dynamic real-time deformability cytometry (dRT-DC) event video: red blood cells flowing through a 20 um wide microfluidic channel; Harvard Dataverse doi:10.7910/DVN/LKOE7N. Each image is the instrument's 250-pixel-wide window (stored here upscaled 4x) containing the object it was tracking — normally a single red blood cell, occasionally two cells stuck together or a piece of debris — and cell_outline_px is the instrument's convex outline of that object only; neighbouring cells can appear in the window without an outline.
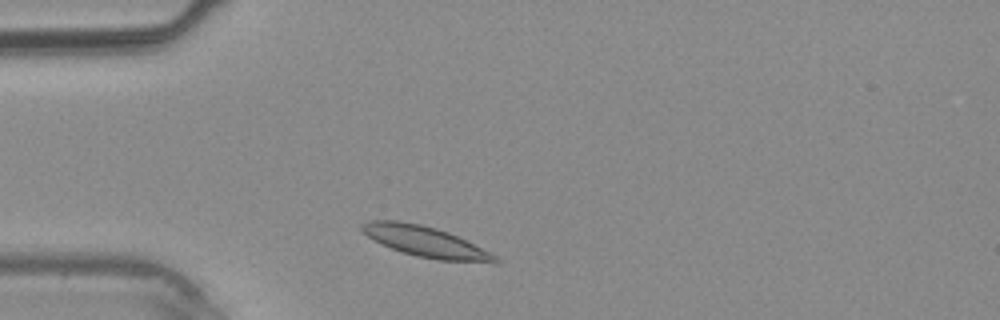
{"species": "common noctule bat (a hibernating species)", "species_latin": "Nyctalus noctula", "temperature_condition": "warm", "stored_images_in_passage": 26, "camera_frame_rate_fps": 3000, "um_per_image_px": 0.085, "animal": {"sex": "male", "body_mass_g": 20.4}, "frame": {"image": 1, "passage_image": 3, "time_ms": 0.667, "image_size_px": [1000, 320], "cell_outline_px": [[500, 260], [496, 264], [436, 260], [416, 256], [380, 244], [368, 236], [360, 228], [360, 224], [368, 220], [396, 220], [420, 224], [436, 228], [448, 232], [496, 256]], "centroid_in_image_um": [36.15, 20.55], "position_along_channel_um": 48.8, "area_um2": 23.7}}
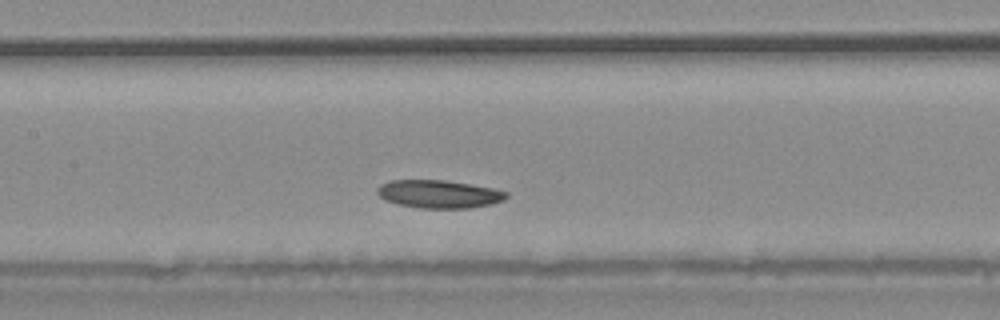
{"frame": {"image": 2, "passage_image": 11, "time_ms": 3.333, "image_size_px": [1000, 320], "cell_outline_px": [[508, 196], [504, 200], [492, 204], [472, 208], [420, 208], [400, 204], [384, 200], [376, 192], [376, 188], [380, 184], [392, 180], [444, 180], [492, 188], [508, 192]], "centroid_in_image_um": [37.31, 16.5], "position_along_channel_um": 170.1, "area_um2": 21.04}}
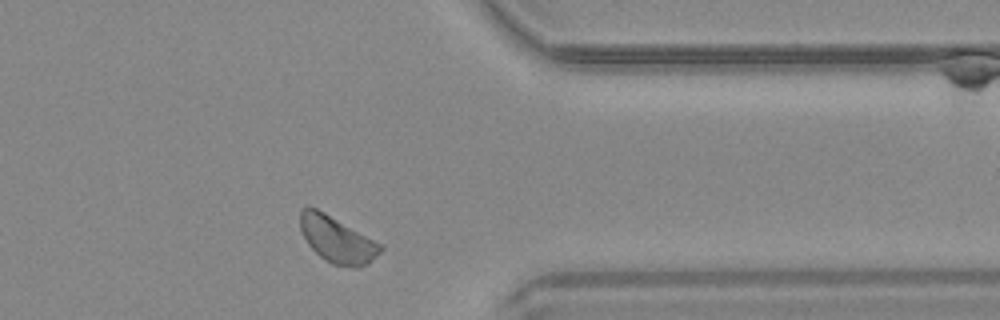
{"frame": {"image": 3, "passage_image": 24, "time_ms": 7.667, "image_size_px": [1000, 320], "cell_outline_px": [[384, 248], [368, 264], [360, 268], [356, 268], [332, 264], [324, 260], [308, 244], [300, 228], [300, 208], [308, 204], [324, 212], [380, 244]], "centroid_in_image_um": [28.61, 20.36], "position_along_channel_um": 382.8, "area_um2": 21.44}}